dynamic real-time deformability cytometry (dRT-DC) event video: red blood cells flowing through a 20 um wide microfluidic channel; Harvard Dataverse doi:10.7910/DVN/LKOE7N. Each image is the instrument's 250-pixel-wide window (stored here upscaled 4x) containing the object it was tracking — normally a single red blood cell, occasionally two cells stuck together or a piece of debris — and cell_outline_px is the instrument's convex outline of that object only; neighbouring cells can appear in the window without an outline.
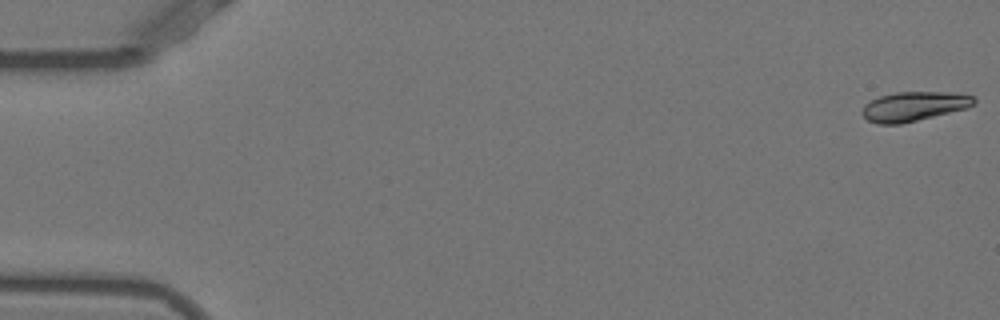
{"species": "Egyptian fruit bat (a non-hibernating species)", "species_latin": "Rousettus aegyptiacus", "temperature_condition": "warm", "stored_images_in_passage": 25, "camera_frame_rate_fps": 3000, "um_per_image_px": 0.085, "animal": {"sex": "female"}, "frame": {"image": 1, "passage_image": 1, "time_ms": 0.0, "image_size_px": [1000, 320], "cell_outline_px": [[976, 100], [968, 108], [900, 124], [880, 124], [868, 120], [860, 112], [864, 104], [880, 96], [896, 92], [956, 92], [972, 96]], "centroid_in_image_um": [77.67, 9.03], "position_along_channel_um": 7.3, "area_um2": 19.07}}
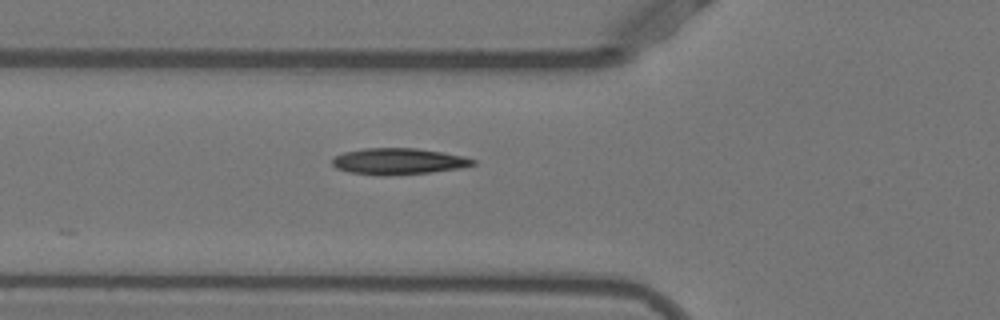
{"frame": {"image": 2, "passage_image": 19, "time_ms": 6.0, "image_size_px": [1000, 320], "cell_outline_px": [[476, 164], [460, 168], [428, 172], [348, 172], [336, 168], [332, 164], [332, 160], [336, 156], [344, 152], [364, 148], [416, 148], [464, 156], [476, 160]], "centroid_in_image_um": [33.91, 13.65], "position_along_channel_um": 91.9, "area_um2": 20.29}}
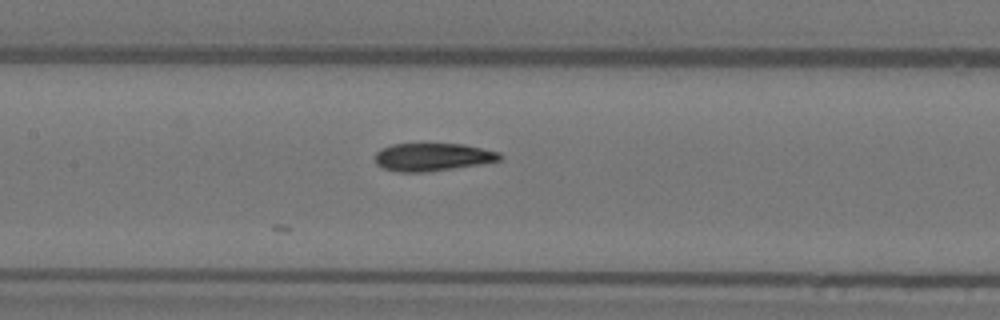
{"frame": {"image": 3, "passage_image": 25, "time_ms": 8.0, "image_size_px": [1000, 320], "cell_outline_px": [[504, 156], [500, 160], [480, 164], [424, 172], [400, 172], [384, 168], [376, 164], [376, 152], [380, 148], [392, 144], [464, 144], [500, 152]], "centroid_in_image_um": [36.78, 13.34], "position_along_channel_um": 170.6, "area_um2": 20.17}}